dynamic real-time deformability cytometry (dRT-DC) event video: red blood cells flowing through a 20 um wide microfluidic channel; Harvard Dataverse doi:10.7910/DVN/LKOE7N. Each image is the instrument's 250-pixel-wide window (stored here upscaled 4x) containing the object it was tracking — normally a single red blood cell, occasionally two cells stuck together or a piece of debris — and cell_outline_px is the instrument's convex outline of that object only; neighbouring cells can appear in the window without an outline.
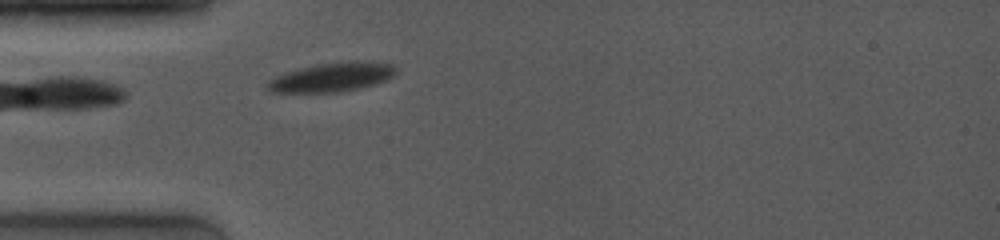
{"species": "common noctule bat (a hibernating species)", "species_latin": "Nyctalus noctula", "temperature_condition": "room temperature", "stored_images_in_passage": 1, "camera_frame_rate_fps": 4000, "um_per_image_px": 0.085, "animal": {"sex": "female", "body_mass_g": 19.0, "forearm_length_mm": 53.3}, "frame": {"image": 1, "passage_image": 1, "time_ms": 0.0, "image_size_px": [1000, 240], "cell_outline_px": [[396, 72], [388, 80], [340, 92], [268, 92], [264, 88], [264, 84], [268, 80], [284, 72], [300, 68], [320, 64], [352, 60], [356, 60], [392, 64], [396, 68]], "centroid_in_image_um": [28.15, 6.56], "position_along_channel_um": 56.8, "area_um2": 21.79}}